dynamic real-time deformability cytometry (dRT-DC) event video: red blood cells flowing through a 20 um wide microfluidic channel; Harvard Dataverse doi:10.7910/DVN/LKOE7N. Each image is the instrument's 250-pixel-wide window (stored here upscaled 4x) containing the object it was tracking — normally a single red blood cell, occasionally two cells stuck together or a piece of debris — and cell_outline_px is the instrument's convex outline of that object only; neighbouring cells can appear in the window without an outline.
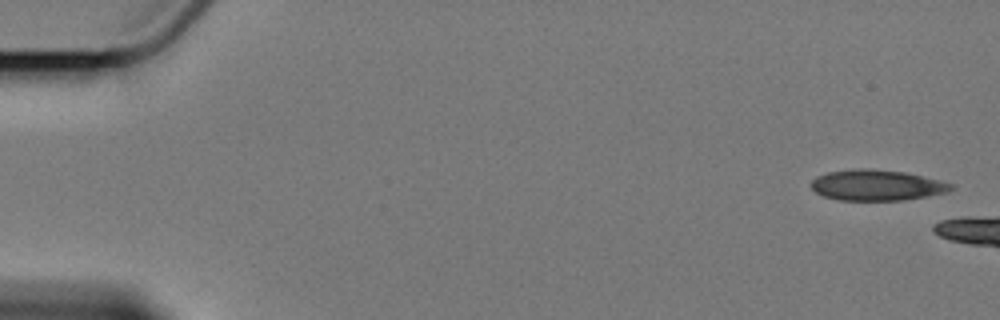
{"species": "Egyptian fruit bat (a non-hibernating species)", "species_latin": "Rousettus aegyptiacus", "temperature_condition": "cold", "stored_images_in_passage": 3, "camera_frame_rate_fps": 3000, "um_per_image_px": 0.085, "animal": {"sex": "female"}, "frame": {"image": 1, "passage_image": 1, "time_ms": 0.0, "image_size_px": [1000, 320], "cell_outline_px": [[952, 188], [948, 192], [928, 196], [904, 200], [836, 200], [824, 196], [816, 192], [812, 188], [812, 180], [816, 176], [828, 172], [856, 168], [868, 168], [904, 172], [940, 180], [952, 184]], "centroid_in_image_um": [74.51, 15.74], "position_along_channel_um": 10.5, "area_um2": 25.03}}